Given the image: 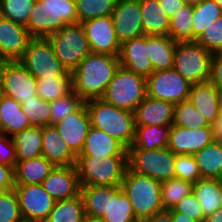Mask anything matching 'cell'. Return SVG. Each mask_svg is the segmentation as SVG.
Listing matches in <instances>:
<instances>
[{
    "label": "cell",
    "instance_id": "obj_1",
    "mask_svg": "<svg viewBox=\"0 0 222 222\" xmlns=\"http://www.w3.org/2000/svg\"><path fill=\"white\" fill-rule=\"evenodd\" d=\"M119 67V56L88 54L72 72L73 91L84 101L102 98Z\"/></svg>",
    "mask_w": 222,
    "mask_h": 222
},
{
    "label": "cell",
    "instance_id": "obj_2",
    "mask_svg": "<svg viewBox=\"0 0 222 222\" xmlns=\"http://www.w3.org/2000/svg\"><path fill=\"white\" fill-rule=\"evenodd\" d=\"M92 127L108 133L126 149L131 147L135 137L134 113L117 108L100 99L85 101Z\"/></svg>",
    "mask_w": 222,
    "mask_h": 222
},
{
    "label": "cell",
    "instance_id": "obj_3",
    "mask_svg": "<svg viewBox=\"0 0 222 222\" xmlns=\"http://www.w3.org/2000/svg\"><path fill=\"white\" fill-rule=\"evenodd\" d=\"M120 188L130 200L138 221L164 210L160 181L127 168Z\"/></svg>",
    "mask_w": 222,
    "mask_h": 222
},
{
    "label": "cell",
    "instance_id": "obj_4",
    "mask_svg": "<svg viewBox=\"0 0 222 222\" xmlns=\"http://www.w3.org/2000/svg\"><path fill=\"white\" fill-rule=\"evenodd\" d=\"M75 166L81 186H121L128 168L127 156H77Z\"/></svg>",
    "mask_w": 222,
    "mask_h": 222
},
{
    "label": "cell",
    "instance_id": "obj_5",
    "mask_svg": "<svg viewBox=\"0 0 222 222\" xmlns=\"http://www.w3.org/2000/svg\"><path fill=\"white\" fill-rule=\"evenodd\" d=\"M146 96V78L120 66L101 99L117 108L134 112Z\"/></svg>",
    "mask_w": 222,
    "mask_h": 222
},
{
    "label": "cell",
    "instance_id": "obj_6",
    "mask_svg": "<svg viewBox=\"0 0 222 222\" xmlns=\"http://www.w3.org/2000/svg\"><path fill=\"white\" fill-rule=\"evenodd\" d=\"M63 67L73 72L91 53L85 30L81 23L68 24L48 37Z\"/></svg>",
    "mask_w": 222,
    "mask_h": 222
},
{
    "label": "cell",
    "instance_id": "obj_7",
    "mask_svg": "<svg viewBox=\"0 0 222 222\" xmlns=\"http://www.w3.org/2000/svg\"><path fill=\"white\" fill-rule=\"evenodd\" d=\"M213 54L196 41L176 42L174 69L191 84L209 80Z\"/></svg>",
    "mask_w": 222,
    "mask_h": 222
},
{
    "label": "cell",
    "instance_id": "obj_8",
    "mask_svg": "<svg viewBox=\"0 0 222 222\" xmlns=\"http://www.w3.org/2000/svg\"><path fill=\"white\" fill-rule=\"evenodd\" d=\"M174 162L175 154L168 147L155 150L127 149L128 169L160 182L175 178Z\"/></svg>",
    "mask_w": 222,
    "mask_h": 222
},
{
    "label": "cell",
    "instance_id": "obj_9",
    "mask_svg": "<svg viewBox=\"0 0 222 222\" xmlns=\"http://www.w3.org/2000/svg\"><path fill=\"white\" fill-rule=\"evenodd\" d=\"M18 62L36 79L60 77L67 72L48 38H33Z\"/></svg>",
    "mask_w": 222,
    "mask_h": 222
},
{
    "label": "cell",
    "instance_id": "obj_10",
    "mask_svg": "<svg viewBox=\"0 0 222 222\" xmlns=\"http://www.w3.org/2000/svg\"><path fill=\"white\" fill-rule=\"evenodd\" d=\"M146 86L147 96L176 104L189 99L192 84L172 68L153 72Z\"/></svg>",
    "mask_w": 222,
    "mask_h": 222
},
{
    "label": "cell",
    "instance_id": "obj_11",
    "mask_svg": "<svg viewBox=\"0 0 222 222\" xmlns=\"http://www.w3.org/2000/svg\"><path fill=\"white\" fill-rule=\"evenodd\" d=\"M20 211L25 222H44L56 200L42 184L15 185Z\"/></svg>",
    "mask_w": 222,
    "mask_h": 222
},
{
    "label": "cell",
    "instance_id": "obj_12",
    "mask_svg": "<svg viewBox=\"0 0 222 222\" xmlns=\"http://www.w3.org/2000/svg\"><path fill=\"white\" fill-rule=\"evenodd\" d=\"M4 95L20 104L37 96V79L18 61L1 62Z\"/></svg>",
    "mask_w": 222,
    "mask_h": 222
},
{
    "label": "cell",
    "instance_id": "obj_13",
    "mask_svg": "<svg viewBox=\"0 0 222 222\" xmlns=\"http://www.w3.org/2000/svg\"><path fill=\"white\" fill-rule=\"evenodd\" d=\"M91 53L119 56L121 43L115 33L111 16H102L81 23Z\"/></svg>",
    "mask_w": 222,
    "mask_h": 222
},
{
    "label": "cell",
    "instance_id": "obj_14",
    "mask_svg": "<svg viewBox=\"0 0 222 222\" xmlns=\"http://www.w3.org/2000/svg\"><path fill=\"white\" fill-rule=\"evenodd\" d=\"M214 141L212 126L187 128L171 125L168 148L175 154L194 155Z\"/></svg>",
    "mask_w": 222,
    "mask_h": 222
},
{
    "label": "cell",
    "instance_id": "obj_15",
    "mask_svg": "<svg viewBox=\"0 0 222 222\" xmlns=\"http://www.w3.org/2000/svg\"><path fill=\"white\" fill-rule=\"evenodd\" d=\"M111 17L121 44L144 35L139 0H117Z\"/></svg>",
    "mask_w": 222,
    "mask_h": 222
},
{
    "label": "cell",
    "instance_id": "obj_16",
    "mask_svg": "<svg viewBox=\"0 0 222 222\" xmlns=\"http://www.w3.org/2000/svg\"><path fill=\"white\" fill-rule=\"evenodd\" d=\"M32 39L27 27L3 19L0 22V62L19 61Z\"/></svg>",
    "mask_w": 222,
    "mask_h": 222
},
{
    "label": "cell",
    "instance_id": "obj_17",
    "mask_svg": "<svg viewBox=\"0 0 222 222\" xmlns=\"http://www.w3.org/2000/svg\"><path fill=\"white\" fill-rule=\"evenodd\" d=\"M54 126L71 151L78 156L91 128L86 103L84 102L75 112L55 123Z\"/></svg>",
    "mask_w": 222,
    "mask_h": 222
},
{
    "label": "cell",
    "instance_id": "obj_18",
    "mask_svg": "<svg viewBox=\"0 0 222 222\" xmlns=\"http://www.w3.org/2000/svg\"><path fill=\"white\" fill-rule=\"evenodd\" d=\"M43 188L56 200H67L81 193L75 165L55 166L42 182Z\"/></svg>",
    "mask_w": 222,
    "mask_h": 222
},
{
    "label": "cell",
    "instance_id": "obj_19",
    "mask_svg": "<svg viewBox=\"0 0 222 222\" xmlns=\"http://www.w3.org/2000/svg\"><path fill=\"white\" fill-rule=\"evenodd\" d=\"M119 61L120 66L145 78L149 77L153 73V65L149 57L148 35L123 42Z\"/></svg>",
    "mask_w": 222,
    "mask_h": 222
},
{
    "label": "cell",
    "instance_id": "obj_20",
    "mask_svg": "<svg viewBox=\"0 0 222 222\" xmlns=\"http://www.w3.org/2000/svg\"><path fill=\"white\" fill-rule=\"evenodd\" d=\"M189 100L210 125L219 118L222 109V93L209 80L192 84Z\"/></svg>",
    "mask_w": 222,
    "mask_h": 222
},
{
    "label": "cell",
    "instance_id": "obj_21",
    "mask_svg": "<svg viewBox=\"0 0 222 222\" xmlns=\"http://www.w3.org/2000/svg\"><path fill=\"white\" fill-rule=\"evenodd\" d=\"M175 104L146 96L134 110L136 126L172 125Z\"/></svg>",
    "mask_w": 222,
    "mask_h": 222
},
{
    "label": "cell",
    "instance_id": "obj_22",
    "mask_svg": "<svg viewBox=\"0 0 222 222\" xmlns=\"http://www.w3.org/2000/svg\"><path fill=\"white\" fill-rule=\"evenodd\" d=\"M42 156L55 166H72L77 160V156L60 137L54 125L42 127Z\"/></svg>",
    "mask_w": 222,
    "mask_h": 222
},
{
    "label": "cell",
    "instance_id": "obj_23",
    "mask_svg": "<svg viewBox=\"0 0 222 222\" xmlns=\"http://www.w3.org/2000/svg\"><path fill=\"white\" fill-rule=\"evenodd\" d=\"M78 156L102 159L107 156H127V149L108 133L91 126Z\"/></svg>",
    "mask_w": 222,
    "mask_h": 222
},
{
    "label": "cell",
    "instance_id": "obj_24",
    "mask_svg": "<svg viewBox=\"0 0 222 222\" xmlns=\"http://www.w3.org/2000/svg\"><path fill=\"white\" fill-rule=\"evenodd\" d=\"M101 218L105 222H139L120 186H106V204Z\"/></svg>",
    "mask_w": 222,
    "mask_h": 222
},
{
    "label": "cell",
    "instance_id": "obj_25",
    "mask_svg": "<svg viewBox=\"0 0 222 222\" xmlns=\"http://www.w3.org/2000/svg\"><path fill=\"white\" fill-rule=\"evenodd\" d=\"M144 35L169 36L170 17L159 0H139Z\"/></svg>",
    "mask_w": 222,
    "mask_h": 222
},
{
    "label": "cell",
    "instance_id": "obj_26",
    "mask_svg": "<svg viewBox=\"0 0 222 222\" xmlns=\"http://www.w3.org/2000/svg\"><path fill=\"white\" fill-rule=\"evenodd\" d=\"M31 126L21 104L13 98L3 95L0 98V132L11 137Z\"/></svg>",
    "mask_w": 222,
    "mask_h": 222
},
{
    "label": "cell",
    "instance_id": "obj_27",
    "mask_svg": "<svg viewBox=\"0 0 222 222\" xmlns=\"http://www.w3.org/2000/svg\"><path fill=\"white\" fill-rule=\"evenodd\" d=\"M54 167L55 165L43 156L16 161L15 185L42 184Z\"/></svg>",
    "mask_w": 222,
    "mask_h": 222
},
{
    "label": "cell",
    "instance_id": "obj_28",
    "mask_svg": "<svg viewBox=\"0 0 222 222\" xmlns=\"http://www.w3.org/2000/svg\"><path fill=\"white\" fill-rule=\"evenodd\" d=\"M206 217L222 207V179L200 178L193 190Z\"/></svg>",
    "mask_w": 222,
    "mask_h": 222
},
{
    "label": "cell",
    "instance_id": "obj_29",
    "mask_svg": "<svg viewBox=\"0 0 222 222\" xmlns=\"http://www.w3.org/2000/svg\"><path fill=\"white\" fill-rule=\"evenodd\" d=\"M149 57L153 72L169 70L174 67L176 42L169 36L148 35Z\"/></svg>",
    "mask_w": 222,
    "mask_h": 222
},
{
    "label": "cell",
    "instance_id": "obj_30",
    "mask_svg": "<svg viewBox=\"0 0 222 222\" xmlns=\"http://www.w3.org/2000/svg\"><path fill=\"white\" fill-rule=\"evenodd\" d=\"M17 161L42 156V127L31 126L11 136Z\"/></svg>",
    "mask_w": 222,
    "mask_h": 222
},
{
    "label": "cell",
    "instance_id": "obj_31",
    "mask_svg": "<svg viewBox=\"0 0 222 222\" xmlns=\"http://www.w3.org/2000/svg\"><path fill=\"white\" fill-rule=\"evenodd\" d=\"M171 125H146L135 127L134 141L128 149L155 150L168 146Z\"/></svg>",
    "mask_w": 222,
    "mask_h": 222
},
{
    "label": "cell",
    "instance_id": "obj_32",
    "mask_svg": "<svg viewBox=\"0 0 222 222\" xmlns=\"http://www.w3.org/2000/svg\"><path fill=\"white\" fill-rule=\"evenodd\" d=\"M202 178L222 179V143L213 141L193 155Z\"/></svg>",
    "mask_w": 222,
    "mask_h": 222
},
{
    "label": "cell",
    "instance_id": "obj_33",
    "mask_svg": "<svg viewBox=\"0 0 222 222\" xmlns=\"http://www.w3.org/2000/svg\"><path fill=\"white\" fill-rule=\"evenodd\" d=\"M86 215L82 195L67 200H59L44 222H82Z\"/></svg>",
    "mask_w": 222,
    "mask_h": 222
},
{
    "label": "cell",
    "instance_id": "obj_34",
    "mask_svg": "<svg viewBox=\"0 0 222 222\" xmlns=\"http://www.w3.org/2000/svg\"><path fill=\"white\" fill-rule=\"evenodd\" d=\"M73 91L72 72L60 77L37 79V95L47 102L56 100Z\"/></svg>",
    "mask_w": 222,
    "mask_h": 222
},
{
    "label": "cell",
    "instance_id": "obj_35",
    "mask_svg": "<svg viewBox=\"0 0 222 222\" xmlns=\"http://www.w3.org/2000/svg\"><path fill=\"white\" fill-rule=\"evenodd\" d=\"M194 5L185 4L170 19L169 37L175 42L193 41Z\"/></svg>",
    "mask_w": 222,
    "mask_h": 222
},
{
    "label": "cell",
    "instance_id": "obj_36",
    "mask_svg": "<svg viewBox=\"0 0 222 222\" xmlns=\"http://www.w3.org/2000/svg\"><path fill=\"white\" fill-rule=\"evenodd\" d=\"M52 12V34L77 23L75 0H40Z\"/></svg>",
    "mask_w": 222,
    "mask_h": 222
},
{
    "label": "cell",
    "instance_id": "obj_37",
    "mask_svg": "<svg viewBox=\"0 0 222 222\" xmlns=\"http://www.w3.org/2000/svg\"><path fill=\"white\" fill-rule=\"evenodd\" d=\"M222 15L221 8L214 0H203L194 5L193 41H195L212 23Z\"/></svg>",
    "mask_w": 222,
    "mask_h": 222
},
{
    "label": "cell",
    "instance_id": "obj_38",
    "mask_svg": "<svg viewBox=\"0 0 222 222\" xmlns=\"http://www.w3.org/2000/svg\"><path fill=\"white\" fill-rule=\"evenodd\" d=\"M26 27L33 38L52 35V12L40 0L35 2Z\"/></svg>",
    "mask_w": 222,
    "mask_h": 222
},
{
    "label": "cell",
    "instance_id": "obj_39",
    "mask_svg": "<svg viewBox=\"0 0 222 222\" xmlns=\"http://www.w3.org/2000/svg\"><path fill=\"white\" fill-rule=\"evenodd\" d=\"M193 183L190 181L171 178L161 182V201L164 210H172L177 203L190 194Z\"/></svg>",
    "mask_w": 222,
    "mask_h": 222
},
{
    "label": "cell",
    "instance_id": "obj_40",
    "mask_svg": "<svg viewBox=\"0 0 222 222\" xmlns=\"http://www.w3.org/2000/svg\"><path fill=\"white\" fill-rule=\"evenodd\" d=\"M117 0H75L77 23L102 16H111Z\"/></svg>",
    "mask_w": 222,
    "mask_h": 222
},
{
    "label": "cell",
    "instance_id": "obj_41",
    "mask_svg": "<svg viewBox=\"0 0 222 222\" xmlns=\"http://www.w3.org/2000/svg\"><path fill=\"white\" fill-rule=\"evenodd\" d=\"M173 125L187 128L212 126L204 119L203 115L189 99L175 104Z\"/></svg>",
    "mask_w": 222,
    "mask_h": 222
},
{
    "label": "cell",
    "instance_id": "obj_42",
    "mask_svg": "<svg viewBox=\"0 0 222 222\" xmlns=\"http://www.w3.org/2000/svg\"><path fill=\"white\" fill-rule=\"evenodd\" d=\"M85 101L74 91L50 103V125L61 121L75 112Z\"/></svg>",
    "mask_w": 222,
    "mask_h": 222
},
{
    "label": "cell",
    "instance_id": "obj_43",
    "mask_svg": "<svg viewBox=\"0 0 222 222\" xmlns=\"http://www.w3.org/2000/svg\"><path fill=\"white\" fill-rule=\"evenodd\" d=\"M23 112L32 126L43 127L50 125V103L38 95L21 103Z\"/></svg>",
    "mask_w": 222,
    "mask_h": 222
},
{
    "label": "cell",
    "instance_id": "obj_44",
    "mask_svg": "<svg viewBox=\"0 0 222 222\" xmlns=\"http://www.w3.org/2000/svg\"><path fill=\"white\" fill-rule=\"evenodd\" d=\"M37 0H0L4 18L26 27Z\"/></svg>",
    "mask_w": 222,
    "mask_h": 222
},
{
    "label": "cell",
    "instance_id": "obj_45",
    "mask_svg": "<svg viewBox=\"0 0 222 222\" xmlns=\"http://www.w3.org/2000/svg\"><path fill=\"white\" fill-rule=\"evenodd\" d=\"M85 212L88 215L102 217L106 204V186H81Z\"/></svg>",
    "mask_w": 222,
    "mask_h": 222
},
{
    "label": "cell",
    "instance_id": "obj_46",
    "mask_svg": "<svg viewBox=\"0 0 222 222\" xmlns=\"http://www.w3.org/2000/svg\"><path fill=\"white\" fill-rule=\"evenodd\" d=\"M0 222H25L14 189L0 192Z\"/></svg>",
    "mask_w": 222,
    "mask_h": 222
},
{
    "label": "cell",
    "instance_id": "obj_47",
    "mask_svg": "<svg viewBox=\"0 0 222 222\" xmlns=\"http://www.w3.org/2000/svg\"><path fill=\"white\" fill-rule=\"evenodd\" d=\"M175 178L196 183L201 176L199 166L193 155H175L174 162Z\"/></svg>",
    "mask_w": 222,
    "mask_h": 222
},
{
    "label": "cell",
    "instance_id": "obj_48",
    "mask_svg": "<svg viewBox=\"0 0 222 222\" xmlns=\"http://www.w3.org/2000/svg\"><path fill=\"white\" fill-rule=\"evenodd\" d=\"M195 41L212 54L222 53V15Z\"/></svg>",
    "mask_w": 222,
    "mask_h": 222
},
{
    "label": "cell",
    "instance_id": "obj_49",
    "mask_svg": "<svg viewBox=\"0 0 222 222\" xmlns=\"http://www.w3.org/2000/svg\"><path fill=\"white\" fill-rule=\"evenodd\" d=\"M169 211L185 213L199 222H205L206 220L202 207L198 203V199L195 197L193 192L182 198L177 205Z\"/></svg>",
    "mask_w": 222,
    "mask_h": 222
},
{
    "label": "cell",
    "instance_id": "obj_50",
    "mask_svg": "<svg viewBox=\"0 0 222 222\" xmlns=\"http://www.w3.org/2000/svg\"><path fill=\"white\" fill-rule=\"evenodd\" d=\"M16 161V149L12 138L0 133V163L15 167Z\"/></svg>",
    "mask_w": 222,
    "mask_h": 222
},
{
    "label": "cell",
    "instance_id": "obj_51",
    "mask_svg": "<svg viewBox=\"0 0 222 222\" xmlns=\"http://www.w3.org/2000/svg\"><path fill=\"white\" fill-rule=\"evenodd\" d=\"M209 81L222 93V53L213 54Z\"/></svg>",
    "mask_w": 222,
    "mask_h": 222
},
{
    "label": "cell",
    "instance_id": "obj_52",
    "mask_svg": "<svg viewBox=\"0 0 222 222\" xmlns=\"http://www.w3.org/2000/svg\"><path fill=\"white\" fill-rule=\"evenodd\" d=\"M15 174L14 167L0 163V192H6L14 189Z\"/></svg>",
    "mask_w": 222,
    "mask_h": 222
},
{
    "label": "cell",
    "instance_id": "obj_53",
    "mask_svg": "<svg viewBox=\"0 0 222 222\" xmlns=\"http://www.w3.org/2000/svg\"><path fill=\"white\" fill-rule=\"evenodd\" d=\"M159 2L163 11L170 18L186 4L185 0H159Z\"/></svg>",
    "mask_w": 222,
    "mask_h": 222
},
{
    "label": "cell",
    "instance_id": "obj_54",
    "mask_svg": "<svg viewBox=\"0 0 222 222\" xmlns=\"http://www.w3.org/2000/svg\"><path fill=\"white\" fill-rule=\"evenodd\" d=\"M139 222H172L171 212L169 210H163Z\"/></svg>",
    "mask_w": 222,
    "mask_h": 222
},
{
    "label": "cell",
    "instance_id": "obj_55",
    "mask_svg": "<svg viewBox=\"0 0 222 222\" xmlns=\"http://www.w3.org/2000/svg\"><path fill=\"white\" fill-rule=\"evenodd\" d=\"M212 130L214 140L222 143V113L212 124Z\"/></svg>",
    "mask_w": 222,
    "mask_h": 222
},
{
    "label": "cell",
    "instance_id": "obj_56",
    "mask_svg": "<svg viewBox=\"0 0 222 222\" xmlns=\"http://www.w3.org/2000/svg\"><path fill=\"white\" fill-rule=\"evenodd\" d=\"M172 222H199L182 212H171Z\"/></svg>",
    "mask_w": 222,
    "mask_h": 222
},
{
    "label": "cell",
    "instance_id": "obj_57",
    "mask_svg": "<svg viewBox=\"0 0 222 222\" xmlns=\"http://www.w3.org/2000/svg\"><path fill=\"white\" fill-rule=\"evenodd\" d=\"M205 222H222V207L206 217Z\"/></svg>",
    "mask_w": 222,
    "mask_h": 222
},
{
    "label": "cell",
    "instance_id": "obj_58",
    "mask_svg": "<svg viewBox=\"0 0 222 222\" xmlns=\"http://www.w3.org/2000/svg\"><path fill=\"white\" fill-rule=\"evenodd\" d=\"M82 222H105L101 217L86 214Z\"/></svg>",
    "mask_w": 222,
    "mask_h": 222
},
{
    "label": "cell",
    "instance_id": "obj_59",
    "mask_svg": "<svg viewBox=\"0 0 222 222\" xmlns=\"http://www.w3.org/2000/svg\"><path fill=\"white\" fill-rule=\"evenodd\" d=\"M4 95V89H3V78H2V72H1V62H0V98Z\"/></svg>",
    "mask_w": 222,
    "mask_h": 222
},
{
    "label": "cell",
    "instance_id": "obj_60",
    "mask_svg": "<svg viewBox=\"0 0 222 222\" xmlns=\"http://www.w3.org/2000/svg\"><path fill=\"white\" fill-rule=\"evenodd\" d=\"M203 0H185V3L189 5H197L200 4Z\"/></svg>",
    "mask_w": 222,
    "mask_h": 222
},
{
    "label": "cell",
    "instance_id": "obj_61",
    "mask_svg": "<svg viewBox=\"0 0 222 222\" xmlns=\"http://www.w3.org/2000/svg\"><path fill=\"white\" fill-rule=\"evenodd\" d=\"M5 19L4 18V13H3V10H2V5H1V2H0V22Z\"/></svg>",
    "mask_w": 222,
    "mask_h": 222
},
{
    "label": "cell",
    "instance_id": "obj_62",
    "mask_svg": "<svg viewBox=\"0 0 222 222\" xmlns=\"http://www.w3.org/2000/svg\"><path fill=\"white\" fill-rule=\"evenodd\" d=\"M214 1L219 5L222 11V0H214Z\"/></svg>",
    "mask_w": 222,
    "mask_h": 222
}]
</instances>
